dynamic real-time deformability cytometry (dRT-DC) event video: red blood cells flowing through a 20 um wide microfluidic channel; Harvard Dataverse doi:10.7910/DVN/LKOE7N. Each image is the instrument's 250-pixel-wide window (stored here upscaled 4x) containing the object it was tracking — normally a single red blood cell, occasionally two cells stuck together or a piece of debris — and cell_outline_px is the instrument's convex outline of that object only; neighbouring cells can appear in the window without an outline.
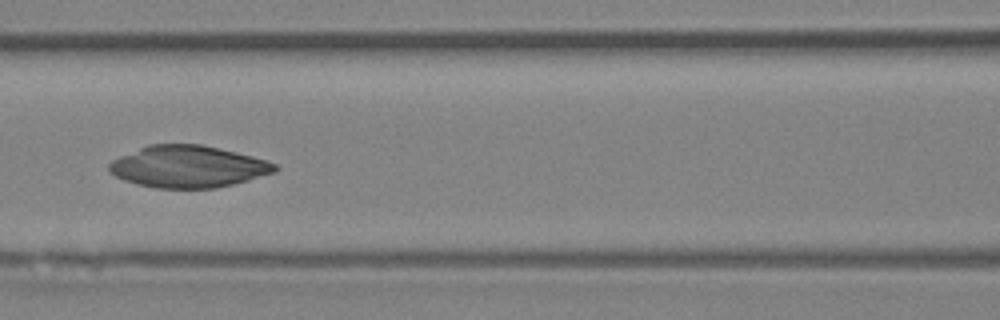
{"species": "Egyptian fruit bat (a non-hibernating species)", "species_latin": "Rousettus aegyptiacus", "temperature_condition": "room temperature", "stored_images_in_passage": 6, "camera_frame_rate_fps": 3000, "um_per_image_px": 0.085, "animal": {"sex": "female"}, "frame": {"image": 1, "passage_image": 6, "time_ms": 5.667, "image_size_px": [1000, 320], "cell_outline_px": [[280, 168], [276, 172], [248, 180], [216, 188], [156, 188], [136, 184], [124, 180], [108, 172], [108, 164], [112, 160], [120, 156], [148, 144], [200, 144], [236, 152], [252, 156], [276, 164]], "centroid_in_image_um": [15.97, 14.16], "position_along_channel_um": 150.6, "area_um2": 40.46}}